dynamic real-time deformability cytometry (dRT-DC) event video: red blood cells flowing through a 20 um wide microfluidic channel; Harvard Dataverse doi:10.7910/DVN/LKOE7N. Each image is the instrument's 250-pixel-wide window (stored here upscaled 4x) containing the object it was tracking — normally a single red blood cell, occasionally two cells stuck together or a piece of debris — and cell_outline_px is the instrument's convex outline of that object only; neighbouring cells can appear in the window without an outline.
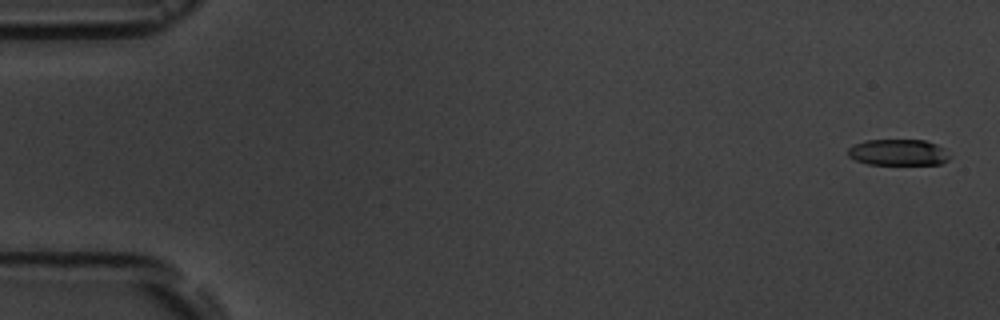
{"species": "common noctule bat (a hibernating species)", "species_latin": "Nyctalus noctula", "temperature_condition": "room temperature", "stored_images_in_passage": 5, "camera_frame_rate_fps": 3000, "um_per_image_px": 0.085, "animal": {"sex": "male", "body_mass_g": 19.5, "forearm_length_mm": 54.6}, "frame": {"image": 1, "passage_image": 1, "time_ms": 0.0, "image_size_px": [1000, 320], "cell_outline_px": [[952, 156], [948, 160], [940, 164], [868, 164], [856, 160], [848, 156], [848, 148], [852, 144], [864, 140], [924, 140], [936, 144], [944, 148]], "centroid_in_image_um": [76.35, 12.95], "position_along_channel_um": 8.6, "area_um2": 15.66}}
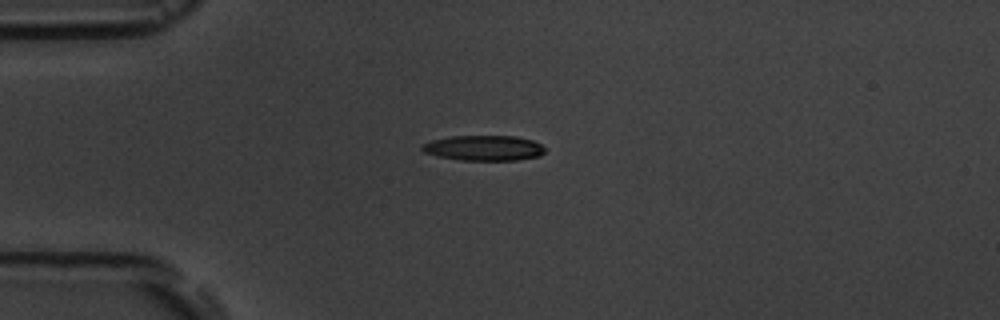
{"frame": {"image": 2, "passage_image": 4, "time_ms": 4.333, "image_size_px": [1000, 320], "cell_outline_px": [[544, 152], [540, 156], [516, 160], [460, 160], [436, 156], [424, 152], [420, 148], [420, 144], [432, 140], [448, 136], [516, 136], [532, 140], [540, 144], [544, 148]], "centroid_in_image_um": [41.08, 12.58], "position_along_channel_um": 43.9, "area_um2": 18.21}}